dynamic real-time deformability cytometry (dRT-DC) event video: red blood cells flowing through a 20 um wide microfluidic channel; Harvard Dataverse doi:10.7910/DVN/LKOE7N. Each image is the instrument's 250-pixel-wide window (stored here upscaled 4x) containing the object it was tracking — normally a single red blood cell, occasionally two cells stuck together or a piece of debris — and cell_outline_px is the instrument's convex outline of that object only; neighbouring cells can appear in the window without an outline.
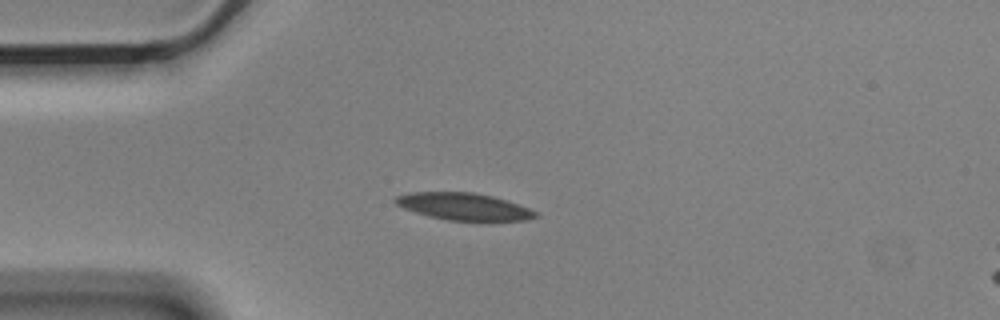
{"species": "Egyptian fruit bat (a non-hibernating species)", "species_latin": "Rousettus aegyptiacus", "temperature_condition": "cold", "stored_images_in_passage": 8, "camera_frame_rate_fps": 3000, "um_per_image_px": 0.085, "animal": {"sex": "male"}, "frame": {"image": 1, "passage_image": 4, "time_ms": 1.0, "image_size_px": [1000, 320], "cell_outline_px": [[540, 216], [524, 220], [488, 224], [448, 220], [428, 216], [404, 208], [396, 204], [392, 200], [396, 196], [408, 192], [472, 192], [492, 196], [528, 208], [536, 212]], "centroid_in_image_um": [39.46, 17.6], "position_along_channel_um": 45.5, "area_um2": 22.89}}
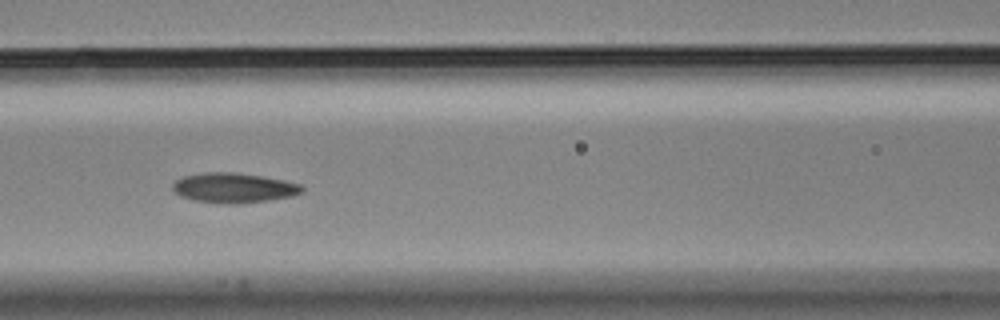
{"frame": {"image": 2, "passage_image": 7, "time_ms": 2.0, "image_size_px": [1000, 320], "cell_outline_px": [[304, 192], [292, 196], [268, 200], [236, 204], [232, 204], [196, 200], [180, 196], [172, 188], [172, 184], [176, 180], [184, 176], [204, 172], [236, 172], [284, 180], [300, 184], [304, 188]], "centroid_in_image_um": [19.89, 15.96], "position_along_channel_um": 146.7, "area_um2": 22.37}}
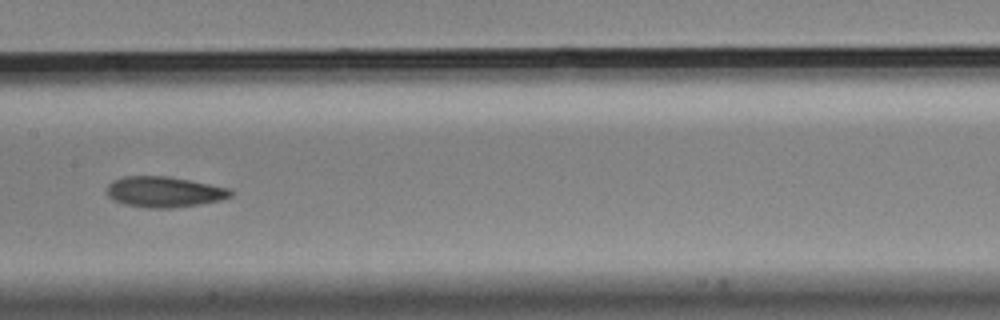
{"frame": {"image": 3, "passage_image": 8, "time_ms": 2.333, "image_size_px": [1000, 320], "cell_outline_px": [[232, 196], [220, 200], [200, 204], [172, 208], [148, 208], [124, 204], [108, 196], [108, 184], [112, 180], [124, 176], [168, 176], [232, 188]], "centroid_in_image_um": [13.98, 16.3], "position_along_channel_um": 193.4, "area_um2": 22.14}}